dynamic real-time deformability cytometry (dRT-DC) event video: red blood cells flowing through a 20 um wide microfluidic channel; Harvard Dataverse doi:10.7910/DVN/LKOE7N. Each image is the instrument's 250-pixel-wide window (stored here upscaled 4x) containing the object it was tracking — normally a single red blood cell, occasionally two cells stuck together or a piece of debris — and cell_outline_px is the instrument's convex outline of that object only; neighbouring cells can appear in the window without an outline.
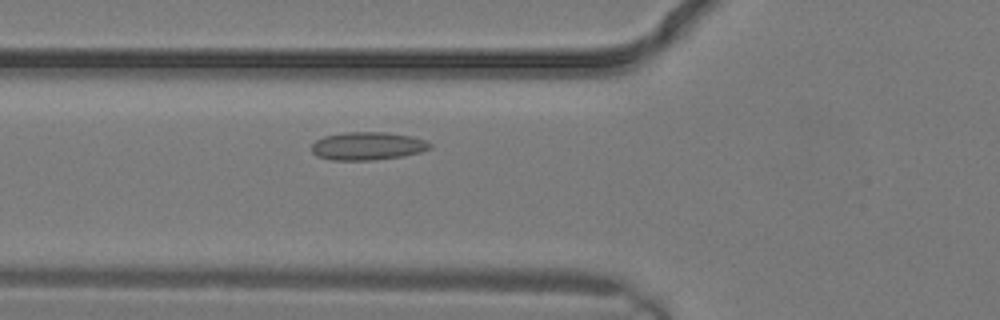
{"species": "common noctule bat (a hibernating species)", "species_latin": "Nyctalus noctula", "temperature_condition": "warm", "stored_images_in_passage": 9, "camera_frame_rate_fps": 3000, "um_per_image_px": 0.085, "animal": {"sex": "male", "body_mass_g": 19.2, "forearm_length_mm": 51.8}, "frame": {"image": 1, "passage_image": 4, "time_ms": 1.0, "image_size_px": [1000, 320], "cell_outline_px": [[432, 148], [420, 152], [400, 156], [372, 160], [332, 160], [316, 156], [312, 152], [312, 144], [316, 140], [324, 136], [344, 132], [384, 132], [412, 136], [424, 140], [432, 144]], "centroid_in_image_um": [31.23, 12.4], "position_along_channel_um": 94.6, "area_um2": 19.31}}
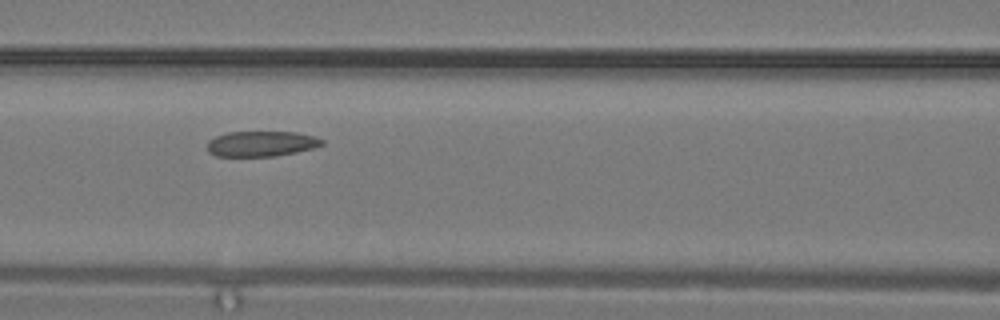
{"frame": {"image": 2, "passage_image": 6, "time_ms": 1.667, "image_size_px": [1000, 320], "cell_outline_px": [[324, 144], [312, 148], [296, 152], [276, 156], [216, 156], [208, 152], [208, 140], [216, 136], [228, 132], [296, 132], [312, 136], [324, 140]], "centroid_in_image_um": [22.19, 12.22], "position_along_channel_um": 144.4, "area_um2": 16.88}}
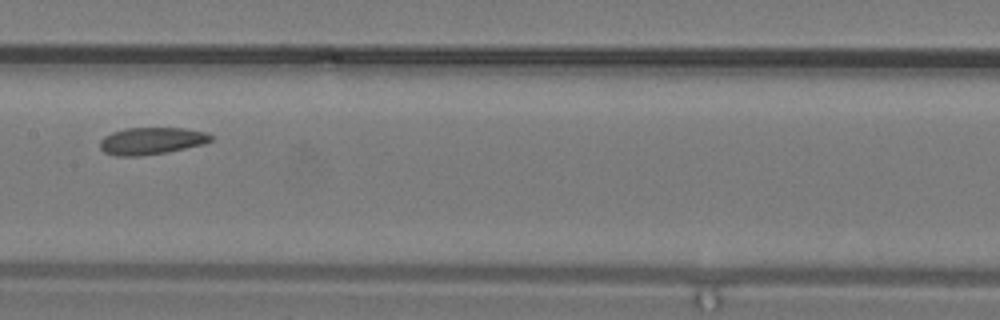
{"frame": {"image": 3, "passage_image": 8, "time_ms": 2.333, "image_size_px": [1000, 320], "cell_outline_px": [[212, 140], [204, 144], [168, 152], [140, 156], [116, 156], [104, 152], [100, 148], [100, 140], [104, 136], [112, 132], [124, 128], [184, 128], [208, 132], [212, 136]], "centroid_in_image_um": [12.88, 11.97], "position_along_channel_um": 194.5, "area_um2": 17.69}}